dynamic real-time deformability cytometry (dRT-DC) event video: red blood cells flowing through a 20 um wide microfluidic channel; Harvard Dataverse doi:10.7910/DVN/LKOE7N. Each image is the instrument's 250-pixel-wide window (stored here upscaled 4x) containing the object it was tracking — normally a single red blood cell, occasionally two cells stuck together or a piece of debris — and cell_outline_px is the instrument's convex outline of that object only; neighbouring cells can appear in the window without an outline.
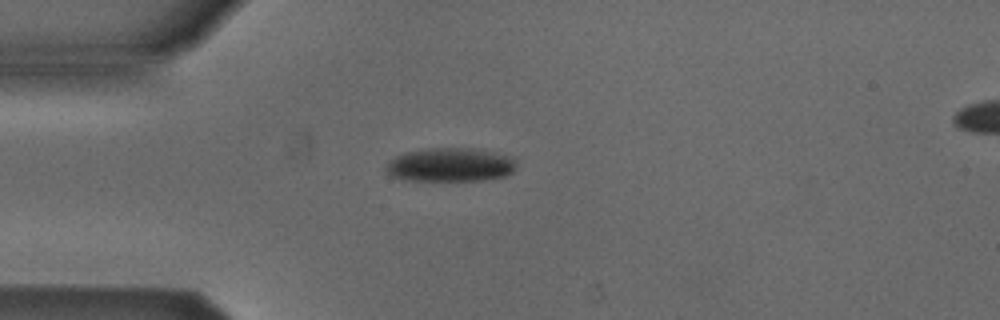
{"species": "Egyptian fruit bat (a non-hibernating species)", "species_latin": "Rousettus aegyptiacus", "temperature_condition": "cold", "stored_images_in_passage": 33, "camera_frame_rate_fps": 3000, "um_per_image_px": 0.085, "animal": {"sex": "male"}, "frame": {"image": 1, "passage_image": 1, "time_ms": 0.0, "image_size_px": [1000, 320], "cell_outline_px": [[516, 168], [512, 172], [504, 176], [484, 180], [408, 180], [392, 176], [384, 168], [388, 160], [404, 152], [428, 148], [476, 148], [496, 152], [512, 156], [516, 160]], "centroid_in_image_um": [38.3, 13.99], "position_along_channel_um": 46.7, "area_um2": 25.89}}
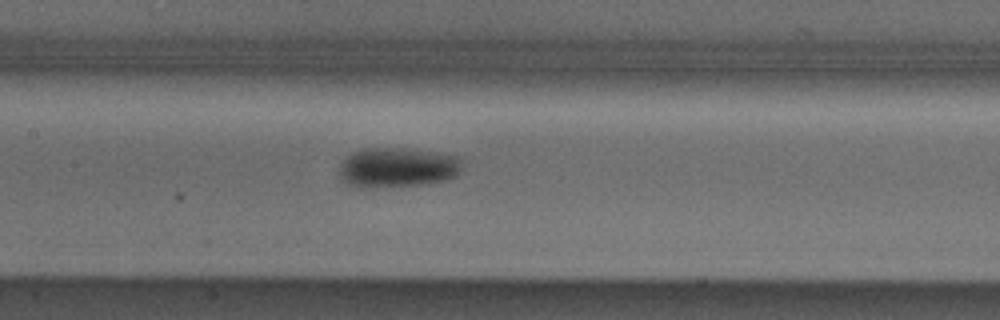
{"frame": {"image": 2, "passage_image": 12, "time_ms": 3.667, "image_size_px": [1000, 320], "cell_outline_px": [[460, 172], [456, 176], [444, 180], [420, 184], [364, 188], [360, 188], [348, 184], [340, 180], [340, 164], [352, 152], [364, 148], [408, 148], [436, 152], [460, 156]], "centroid_in_image_um": [33.76, 14.22], "position_along_channel_um": 173.6, "area_um2": 28.55}}
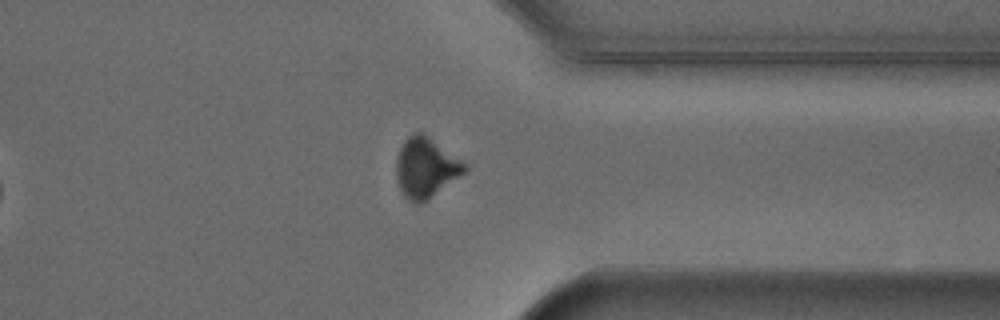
{"frame": {"image": 3, "passage_image": 28, "time_ms": 9.0, "image_size_px": [1000, 320], "cell_outline_px": [[468, 168], [464, 172], [428, 200], [420, 204], [412, 204], [400, 192], [396, 176], [396, 160], [400, 148], [404, 140], [412, 132], [424, 132], [468, 164]], "centroid_in_image_um": [36.17, 14.25], "position_along_channel_um": 375.2, "area_um2": 24.28}, "authors_computed_cell_mechanics": {"area_um2": 26.4724, "velocity_mm_per_s": 3.8741, "shape_relaxation_time_tau1_ms": 2.7062, "shape_relaxation_time_tau2_ms": null, "deformation_change_tau1": 0.1029, "deformation_change_tau2": null}}